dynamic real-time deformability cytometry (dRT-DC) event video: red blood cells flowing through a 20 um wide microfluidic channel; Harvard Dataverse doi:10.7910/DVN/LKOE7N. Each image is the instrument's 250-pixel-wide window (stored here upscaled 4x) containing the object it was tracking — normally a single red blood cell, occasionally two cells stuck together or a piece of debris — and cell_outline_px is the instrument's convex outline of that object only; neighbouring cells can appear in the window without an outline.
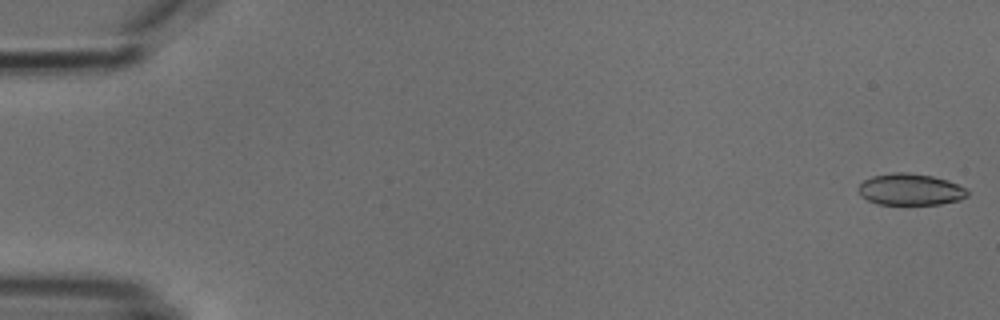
{"species": "common noctule bat (a hibernating species)", "species_latin": "Nyctalus noctula", "temperature_condition": "cold", "stored_images_in_passage": 6, "camera_frame_rate_fps": 3000, "um_per_image_px": 0.085, "animal": {"sex": "male", "body_mass_g": 18.8}, "frame": {"image": 1, "passage_image": 1, "time_ms": 0.0, "image_size_px": [1000, 320], "cell_outline_px": [[968, 196], [960, 200], [940, 204], [876, 204], [860, 196], [860, 184], [864, 180], [872, 176], [892, 172], [908, 172], [932, 176], [948, 180], [968, 188]], "centroid_in_image_um": [77.41, 16.1], "position_along_channel_um": 7.6, "area_um2": 20.17}}
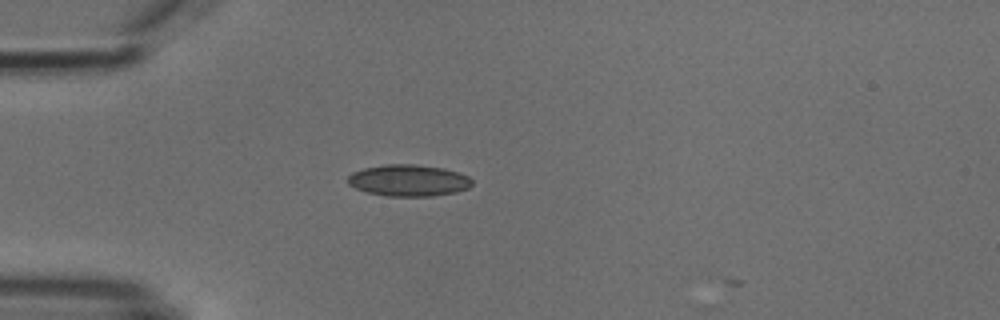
{"frame": {"image": 2, "passage_image": 5, "time_ms": 4.667, "image_size_px": [1000, 320], "cell_outline_px": [[472, 184], [468, 188], [456, 192], [432, 196], [388, 196], [368, 192], [356, 188], [348, 184], [348, 176], [352, 172], [364, 168], [388, 164], [416, 164], [444, 168], [468, 176], [472, 180]], "centroid_in_image_um": [34.73, 15.33], "position_along_channel_um": 50.3, "area_um2": 22.77}}